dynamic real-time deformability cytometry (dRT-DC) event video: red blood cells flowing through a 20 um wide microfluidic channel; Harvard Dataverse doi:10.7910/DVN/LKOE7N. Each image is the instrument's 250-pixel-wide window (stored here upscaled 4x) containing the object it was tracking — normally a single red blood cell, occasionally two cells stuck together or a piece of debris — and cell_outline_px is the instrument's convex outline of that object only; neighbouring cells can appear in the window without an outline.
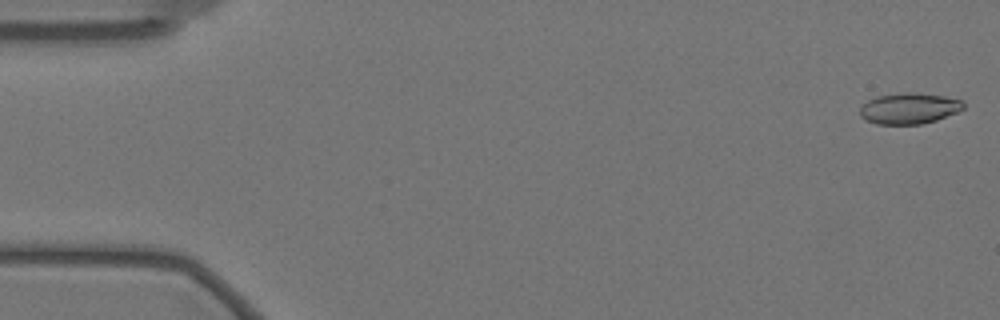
{"species": "Egyptian fruit bat (a non-hibernating species)", "species_latin": "Rousettus aegyptiacus", "temperature_condition": "warm", "stored_images_in_passage": 57, "camera_frame_rate_fps": 3000, "um_per_image_px": 0.085, "animal": {"sex": "female"}, "frame": {"image": 1, "passage_image": 1, "time_ms": 0.0, "image_size_px": [1000, 320], "cell_outline_px": [[964, 108], [960, 112], [936, 120], [920, 124], [876, 124], [864, 120], [860, 116], [860, 108], [868, 100], [876, 96], [904, 92], [916, 92], [944, 96], [960, 100], [964, 104]], "centroid_in_image_um": [77.27, 9.21], "position_along_channel_um": 7.7, "area_um2": 18.84}}
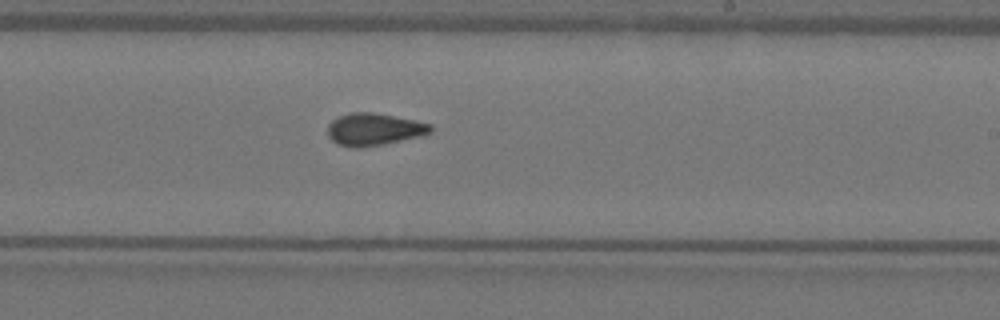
{"frame": {"image": 2, "passage_image": 34, "time_ms": 11.0, "image_size_px": [1000, 320], "cell_outline_px": [[432, 132], [424, 136], [384, 144], [360, 148], [352, 148], [336, 144], [328, 136], [328, 124], [332, 120], [348, 112], [372, 112], [416, 120], [432, 124]], "centroid_in_image_um": [31.81, 11.0], "position_along_channel_um": 257.2, "area_um2": 19.71}}
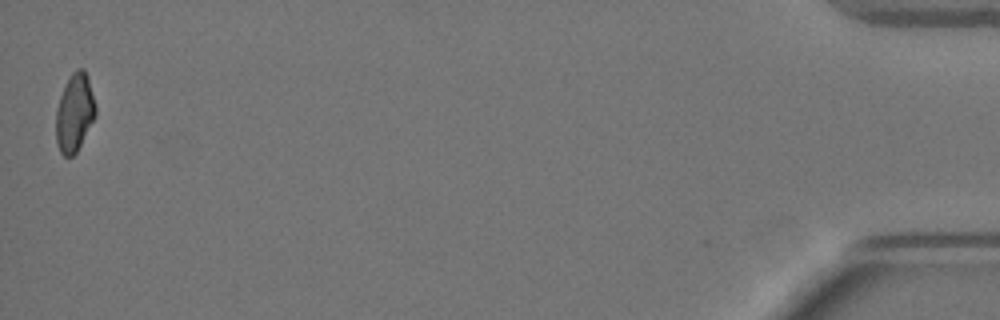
{"frame": {"image": 3, "passage_image": 57, "time_ms": 18.667, "image_size_px": [1000, 320], "cell_outline_px": [[96, 116], [76, 152], [72, 156], [64, 156], [60, 152], [56, 140], [56, 108], [60, 96], [72, 72], [76, 68], [84, 68], [88, 76], [96, 104]], "centroid_in_image_um": [6.35, 9.56], "position_along_channel_um": 428.8, "area_um2": 18.03}, "authors_computed_cell_mechanics": {"area_um2": 19.074, "velocity_mm_per_s": 3.4997, "shape_relaxation_time_tau1_ms": 11.1496, "shape_relaxation_time_tau2_ms": 2.8602, "deformation_change_tau1": 0.2093, "deformation_change_tau2": 0.065}}